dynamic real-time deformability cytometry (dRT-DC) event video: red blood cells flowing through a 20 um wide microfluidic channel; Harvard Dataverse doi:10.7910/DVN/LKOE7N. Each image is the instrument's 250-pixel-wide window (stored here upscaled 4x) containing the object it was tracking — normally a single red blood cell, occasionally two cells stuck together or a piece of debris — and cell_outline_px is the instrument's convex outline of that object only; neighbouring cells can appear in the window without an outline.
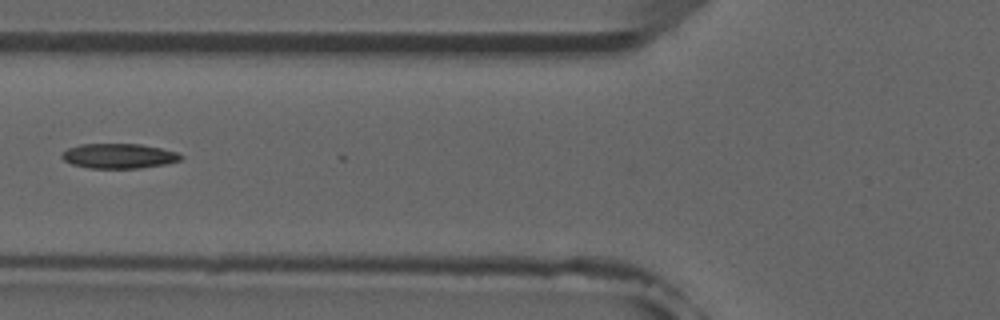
{"species": "common noctule bat (a hibernating species)", "species_latin": "Nyctalus noctula", "temperature_condition": "room temperature", "stored_images_in_passage": 6, "camera_frame_rate_fps": 3000, "um_per_image_px": 0.085, "animal": {"sex": "male", "forearm_length_mm": 52.5}, "frame": {"image": 1, "passage_image": 4, "time_ms": 4.333, "image_size_px": [1000, 320], "cell_outline_px": [[184, 156], [180, 160], [164, 164], [140, 168], [88, 168], [72, 164], [64, 160], [60, 156], [60, 152], [68, 148], [80, 144], [140, 144], [160, 148], [176, 152]], "centroid_in_image_um": [10.05, 13.25], "position_along_channel_um": 115.7, "area_um2": 17.22}}
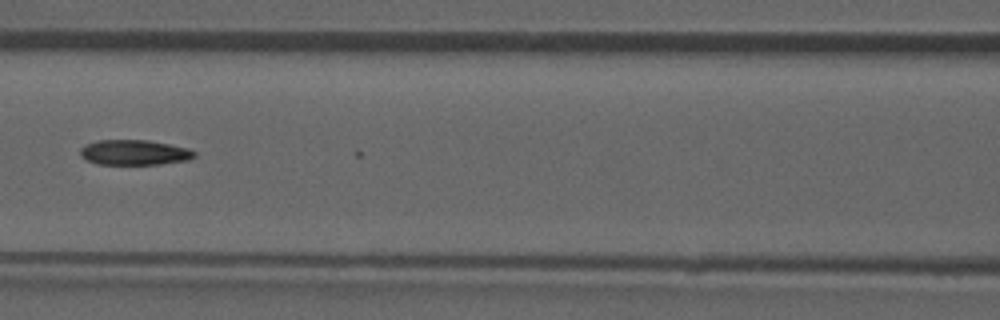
{"frame": {"image": 2, "passage_image": 5, "time_ms": 5.333, "image_size_px": [1000, 320], "cell_outline_px": [[196, 156], [188, 160], [160, 164], [96, 164], [80, 156], [80, 148], [88, 144], [100, 140], [148, 140], [188, 148], [196, 152]], "centroid_in_image_um": [11.43, 12.96], "position_along_channel_um": 155.2, "area_um2": 16.65}}